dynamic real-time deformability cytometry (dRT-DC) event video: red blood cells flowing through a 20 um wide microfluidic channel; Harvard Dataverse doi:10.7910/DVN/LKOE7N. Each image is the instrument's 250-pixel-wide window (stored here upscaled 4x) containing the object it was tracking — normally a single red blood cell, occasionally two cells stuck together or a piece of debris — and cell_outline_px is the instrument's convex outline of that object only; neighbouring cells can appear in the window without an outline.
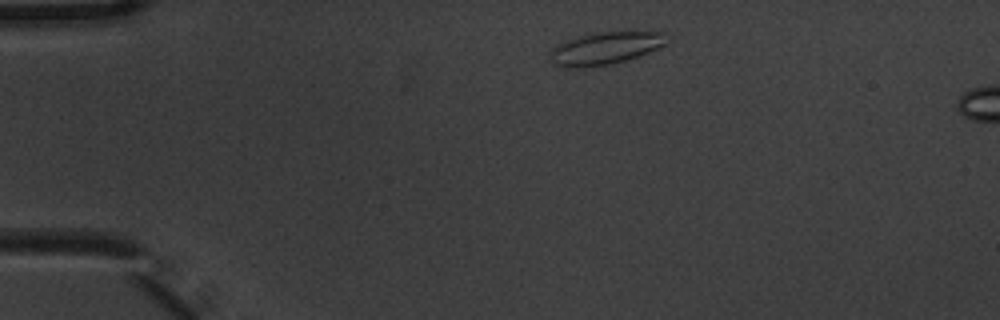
{"species": "common noctule bat (a hibernating species)", "species_latin": "Nyctalus noctula", "temperature_condition": "warm", "stored_images_in_passage": 3, "segment_of_instrument_passage": [1, 2], "camera_frame_rate_fps": 3000, "um_per_image_px": 0.085, "animal": {"sex": "male", "body_mass_g": 20.1, "forearm_length_mm": 53.5}, "frame": {"image": 1, "passage_image": 1, "time_ms": 0.0, "image_size_px": [1000, 320], "cell_outline_px": [[664, 44], [648, 52], [624, 60], [608, 64], [580, 68], [572, 68], [556, 64], [552, 60], [552, 52], [556, 44], [592, 32], [664, 32]], "centroid_in_image_um": [51.41, 4.09], "position_along_channel_um": 33.6, "area_um2": 21.21}}